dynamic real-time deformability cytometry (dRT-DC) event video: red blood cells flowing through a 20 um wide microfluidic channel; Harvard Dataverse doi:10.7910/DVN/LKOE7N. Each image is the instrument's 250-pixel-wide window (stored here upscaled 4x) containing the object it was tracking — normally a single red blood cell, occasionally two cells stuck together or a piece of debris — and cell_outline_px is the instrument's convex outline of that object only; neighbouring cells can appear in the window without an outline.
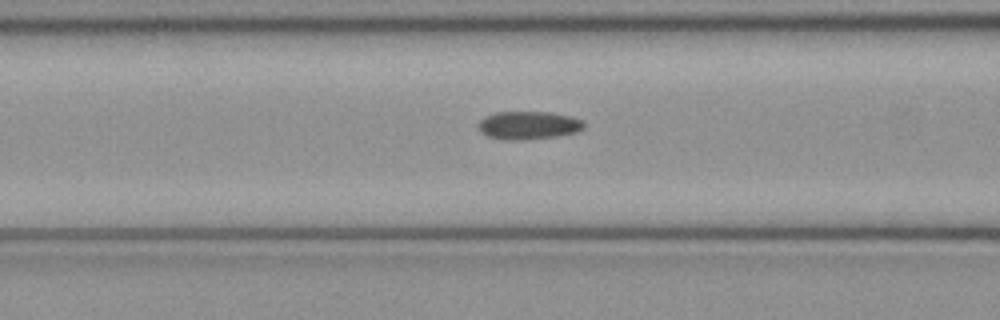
{"species": "common noctule bat (a hibernating species)", "species_latin": "Nyctalus noctula", "temperature_condition": "cold", "stored_images_in_passage": 51, "camera_frame_rate_fps": 3000, "um_per_image_px": 0.085, "animal": {"sex": "female", "body_mass_g": 21.9}, "frame": {"image": 1, "passage_image": 20, "time_ms": 6.333, "image_size_px": [1000, 320], "cell_outline_px": [[584, 128], [580, 132], [556, 136], [516, 140], [488, 136], [480, 132], [480, 120], [484, 116], [496, 112], [552, 112], [572, 116], [580, 120], [584, 124]], "centroid_in_image_um": [44.96, 10.63], "position_along_channel_um": 121.6, "area_um2": 17.11}}
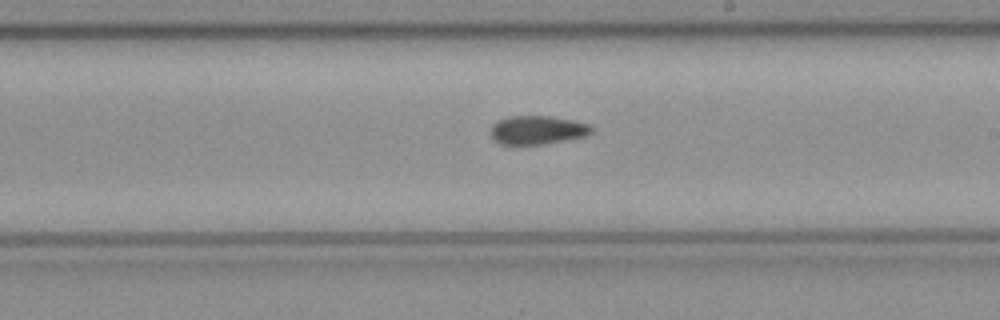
{"frame": {"image": 2, "passage_image": 29, "time_ms": 9.333, "image_size_px": [1000, 320], "cell_outline_px": [[592, 132], [584, 136], [540, 144], [500, 144], [492, 136], [492, 124], [496, 120], [508, 116], [548, 116], [572, 120], [588, 124], [592, 128]], "centroid_in_image_um": [45.64, 11.03], "position_along_channel_um": 243.4, "area_um2": 16.47}}
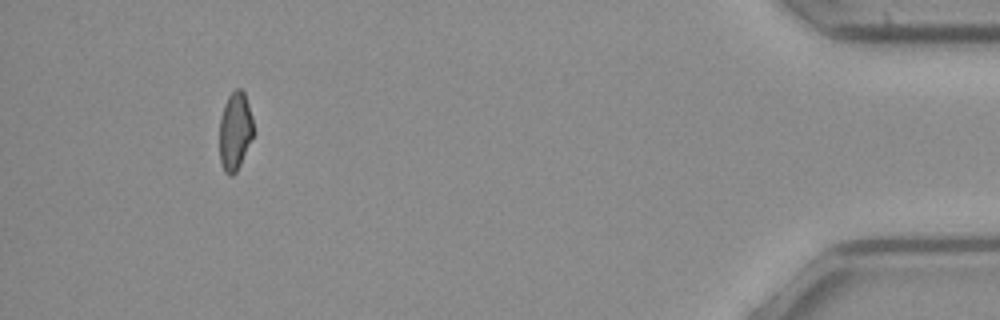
{"frame": {"image": 3, "passage_image": 47, "time_ms": 15.333, "image_size_px": [1000, 320], "cell_outline_px": [[252, 136], [240, 164], [236, 172], [232, 176], [228, 176], [224, 172], [220, 160], [220, 120], [224, 104], [228, 96], [236, 88], [240, 88], [244, 92], [252, 116]], "centroid_in_image_um": [19.96, 11.15], "position_along_channel_um": 415.2, "area_um2": 15.2}, "authors_computed_cell_mechanics": {"area_um2": 16.762, "velocity_mm_per_s": 4.0512, "shape_relaxation_time_tau1_ms": 3.66, "shape_relaxation_time_tau2_ms": 5.1652, "deformation_change_tau1": 0.084, "deformation_change_tau2": 0.116}}